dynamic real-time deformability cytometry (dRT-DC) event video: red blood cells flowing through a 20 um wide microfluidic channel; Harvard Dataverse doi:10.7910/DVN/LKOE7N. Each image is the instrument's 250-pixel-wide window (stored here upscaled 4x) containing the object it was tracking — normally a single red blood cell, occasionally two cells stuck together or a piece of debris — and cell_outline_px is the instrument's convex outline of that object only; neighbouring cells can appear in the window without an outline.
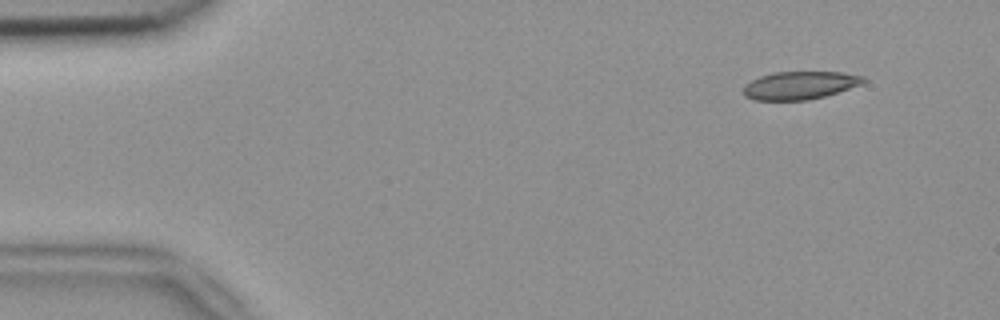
{"species": "common noctule bat (a hibernating species)", "species_latin": "Nyctalus noctula", "temperature_condition": "room temperature", "stored_images_in_passage": 53, "camera_frame_rate_fps": 3000, "um_per_image_px": 0.085, "animal": {"sex": "female", "body_mass_g": 18.4}, "frame": {"image": 1, "passage_image": 5, "time_ms": 1.333, "image_size_px": [1000, 320], "cell_outline_px": [[868, 80], [864, 84], [824, 96], [808, 100], [756, 100], [744, 96], [744, 84], [760, 76], [772, 72], [840, 72], [864, 76]], "centroid_in_image_um": [68.01, 7.25], "position_along_channel_um": 17.0, "area_um2": 19.65}}
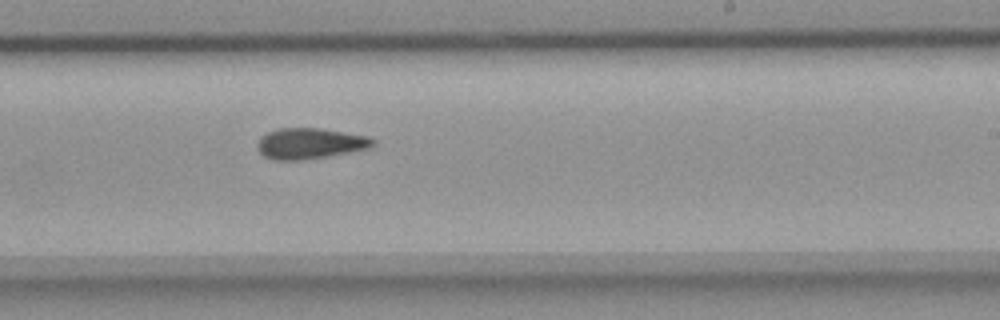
{"frame": {"image": 2, "passage_image": 32, "time_ms": 10.333, "image_size_px": [1000, 320], "cell_outline_px": [[376, 144], [372, 148], [328, 156], [304, 160], [272, 160], [264, 156], [256, 148], [256, 144], [260, 136], [268, 132], [280, 128], [320, 128], [368, 136], [376, 140]], "centroid_in_image_um": [26.35, 12.2], "position_along_channel_um": 262.6, "area_um2": 21.04}}
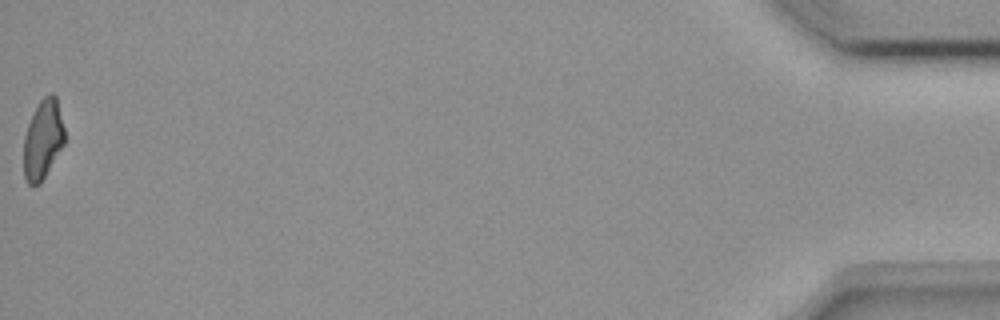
{"frame": {"image": 3, "passage_image": 53, "time_ms": 17.333, "image_size_px": [1000, 320], "cell_outline_px": [[64, 144], [40, 184], [28, 184], [24, 176], [24, 136], [28, 124], [40, 100], [44, 96], [52, 92], [56, 96], [64, 128]], "centroid_in_image_um": [3.65, 11.85], "position_along_channel_um": 431.6, "area_um2": 18.67}, "authors_computed_cell_mechanics": {"area_um2": 20.5768, "velocity_mm_per_s": 3.822, "shape_relaxation_time_tau1_ms": null, "shape_relaxation_time_tau2_ms": 5.1059, "deformation_change_tau1": null, "deformation_change_tau2": 0.1173}}